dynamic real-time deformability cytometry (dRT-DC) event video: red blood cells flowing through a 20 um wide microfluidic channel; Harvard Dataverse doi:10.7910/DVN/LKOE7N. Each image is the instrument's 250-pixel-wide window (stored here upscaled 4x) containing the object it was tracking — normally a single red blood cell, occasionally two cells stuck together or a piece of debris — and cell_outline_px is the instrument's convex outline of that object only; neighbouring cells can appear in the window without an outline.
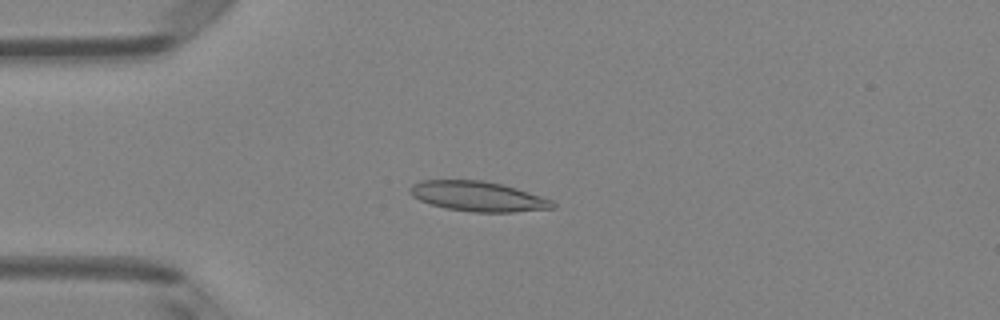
{"species": "Egyptian fruit bat (a non-hibernating species)", "species_latin": "Rousettus aegyptiacus", "temperature_condition": "room temperature", "stored_images_in_passage": 50, "camera_frame_rate_fps": 3000, "um_per_image_px": 0.085, "animal": {"sex": "female"}, "frame": {"image": 1, "passage_image": 13, "time_ms": 4.0, "image_size_px": [1000, 320], "cell_outline_px": [[556, 208], [512, 212], [472, 212], [444, 208], [420, 200], [412, 196], [408, 192], [408, 188], [412, 184], [420, 180], [484, 180], [504, 184], [552, 200], [556, 204]], "centroid_in_image_um": [40.61, 16.68], "position_along_channel_um": 44.4, "area_um2": 25.09}}
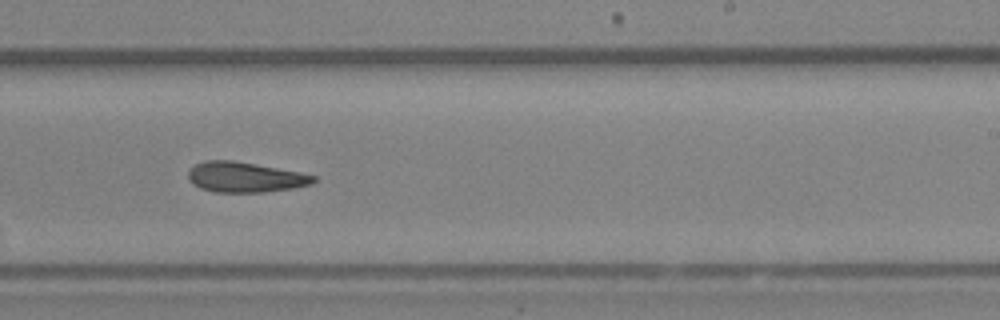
{"frame": {"image": 2, "passage_image": 31, "time_ms": 10.0, "image_size_px": [1000, 320], "cell_outline_px": [[316, 180], [312, 184], [292, 188], [264, 192], [212, 192], [200, 188], [192, 184], [188, 180], [188, 172], [196, 164], [204, 160], [232, 160], [300, 172], [316, 176]], "centroid_in_image_um": [20.8, 15.06], "position_along_channel_um": 268.2, "area_um2": 22.08}}
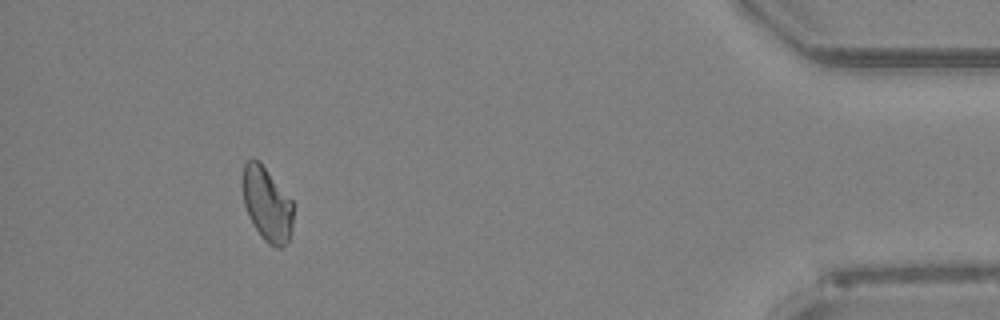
{"frame": {"image": 3, "passage_image": 46, "time_ms": 15.0, "image_size_px": [1000, 320], "cell_outline_px": [[292, 228], [288, 240], [280, 248], [276, 248], [268, 244], [264, 240], [252, 224], [248, 216], [244, 204], [244, 164], [252, 156], [260, 160], [292, 200]], "centroid_in_image_um": [22.7, 17.34], "position_along_channel_um": 412.5, "area_um2": 21.79}, "authors_computed_cell_mechanics": {"area_um2": 22.6576, "velocity_mm_per_s": 4.0784, "shape_relaxation_time_tau1_ms": 5.227, "shape_relaxation_time_tau2_ms": 5.1503, "deformation_change_tau1": 0.1581, "deformation_change_tau2": 0.1525}}